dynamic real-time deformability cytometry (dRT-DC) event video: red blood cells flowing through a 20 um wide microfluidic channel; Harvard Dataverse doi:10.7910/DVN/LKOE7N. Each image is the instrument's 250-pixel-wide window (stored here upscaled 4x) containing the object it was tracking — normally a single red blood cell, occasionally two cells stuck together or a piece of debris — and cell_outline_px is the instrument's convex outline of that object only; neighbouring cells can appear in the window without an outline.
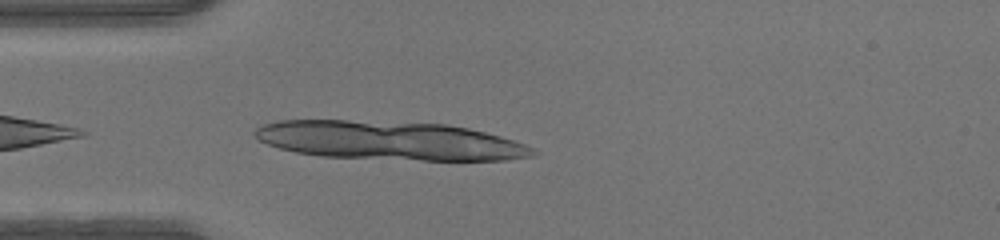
{"species": "human", "species_latin": "Homo sapiens", "temperature_condition": "warm", "stored_images_in_passage": 6, "camera_frame_rate_fps": 3000, "um_per_image_px": 0.085, "donor": {"sex": "male"}, "frame": {"image": 1, "passage_image": 2, "time_ms": 0.333, "image_size_px": [1000, 240], "cell_outline_px": [[540, 152], [532, 156], [504, 160], [424, 160], [320, 156], [296, 152], [280, 148], [268, 144], [260, 140], [252, 132], [256, 128], [264, 124], [280, 120], [348, 120], [444, 124], [468, 128], [500, 136], [524, 144]], "centroid_in_image_um": [33.11, 11.95], "position_along_channel_um": 51.9, "area_um2": 62.37}}